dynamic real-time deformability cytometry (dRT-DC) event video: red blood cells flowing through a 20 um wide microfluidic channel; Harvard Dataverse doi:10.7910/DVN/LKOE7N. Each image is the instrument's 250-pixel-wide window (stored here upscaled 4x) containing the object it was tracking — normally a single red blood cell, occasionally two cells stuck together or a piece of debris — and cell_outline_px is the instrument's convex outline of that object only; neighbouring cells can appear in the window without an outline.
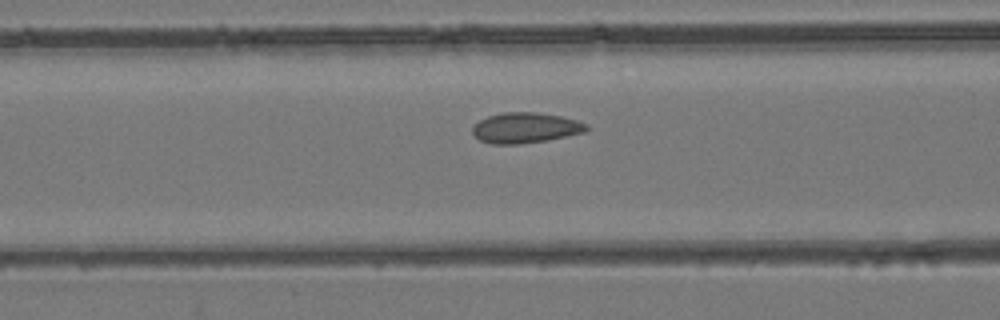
{"species": "common noctule bat (a hibernating species)", "species_latin": "Nyctalus noctula", "temperature_condition": "room temperature", "stored_images_in_passage": 50, "camera_frame_rate_fps": 3000, "um_per_image_px": 0.085, "animal": {"sex": "female", "body_mass_g": 24.6, "forearm_length_mm": 56.2}, "frame": {"image": 1, "passage_image": 19, "time_ms": 6.0, "image_size_px": [1000, 320], "cell_outline_px": [[588, 128], [584, 132], [548, 140], [520, 144], [492, 144], [480, 140], [472, 132], [472, 128], [480, 120], [488, 116], [504, 112], [536, 112], [560, 116], [576, 120], [588, 124]], "centroid_in_image_um": [44.66, 10.86], "position_along_channel_um": 121.9, "area_um2": 20.11}}
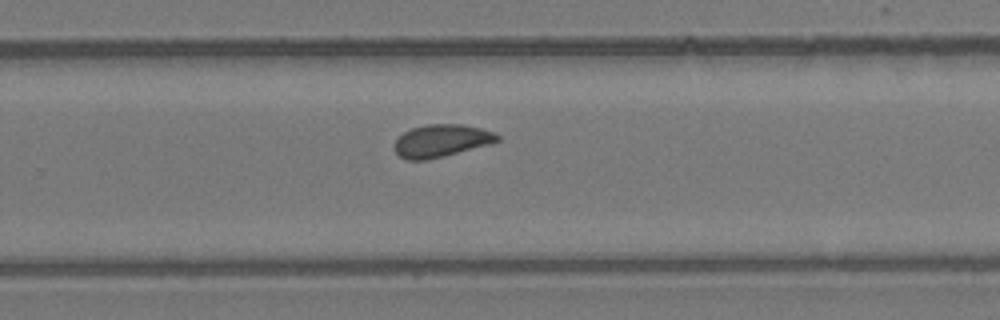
{"frame": {"image": 2, "passage_image": 32, "time_ms": 10.333, "image_size_px": [1000, 320], "cell_outline_px": [[500, 140], [488, 144], [444, 156], [428, 160], [408, 160], [400, 156], [392, 148], [392, 144], [404, 132], [412, 128], [428, 124], [464, 124], [480, 128], [492, 132], [500, 136]], "centroid_in_image_um": [37.47, 11.96], "position_along_channel_um": 292.3, "area_um2": 19.42}}
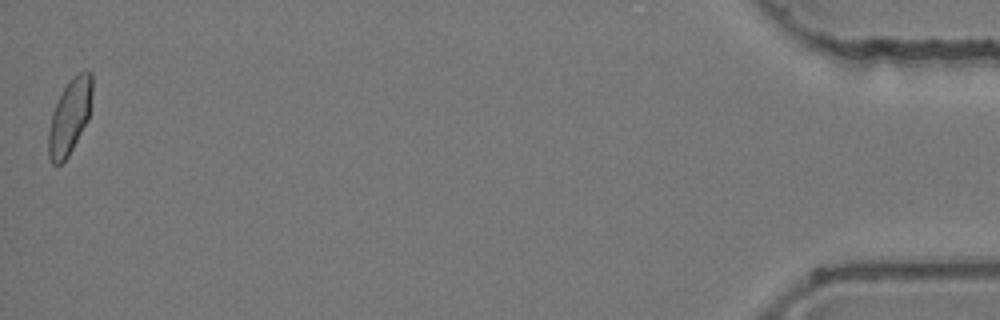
{"frame": {"image": 3, "passage_image": 50, "time_ms": 16.333, "image_size_px": [1000, 320], "cell_outline_px": [[92, 92], [88, 120], [68, 156], [60, 164], [52, 164], [48, 156], [48, 132], [52, 112], [68, 80], [76, 72], [84, 68], [88, 68], [92, 72]], "centroid_in_image_um": [5.94, 9.84], "position_along_channel_um": 429.3, "area_um2": 19.31}, "authors_computed_cell_mechanics": {"area_um2": 19.6809, "velocity_mm_per_s": 3.9412, "shape_relaxation_time_tau1_ms": null, "shape_relaxation_time_tau2_ms": 3.4224, "deformation_change_tau1": null, "deformation_change_tau2": 0.052}}